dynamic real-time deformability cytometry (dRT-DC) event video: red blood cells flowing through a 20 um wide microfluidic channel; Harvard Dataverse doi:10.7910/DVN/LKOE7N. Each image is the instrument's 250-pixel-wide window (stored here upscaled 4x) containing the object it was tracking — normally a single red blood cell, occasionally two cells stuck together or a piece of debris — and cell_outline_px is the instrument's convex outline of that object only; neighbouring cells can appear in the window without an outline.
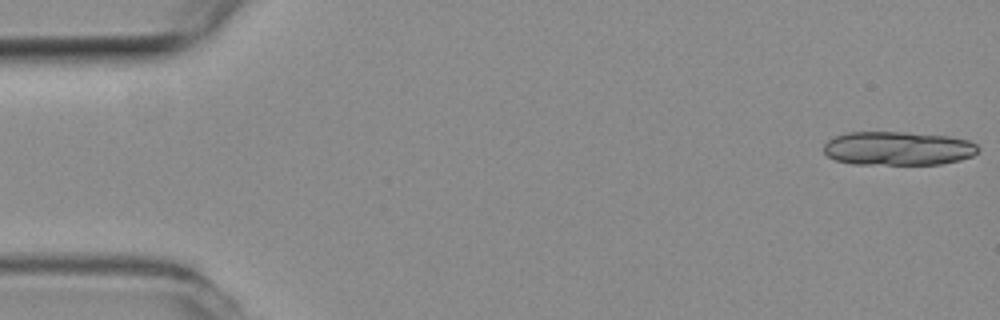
{"species": "common noctule bat (a hibernating species)", "species_latin": "Nyctalus noctula", "temperature_condition": "room temperature", "stored_images_in_passage": 15, "camera_frame_rate_fps": 3000, "um_per_image_px": 0.085, "animal": {"sex": "female", "body_mass_g": 19.3, "forearm_length_mm": 54.1}, "frame": {"image": 1, "passage_image": 1, "time_ms": 0.0, "image_size_px": [1000, 320], "cell_outline_px": [[980, 148], [972, 156], [960, 160], [940, 164], [852, 164], [836, 160], [828, 156], [824, 152], [824, 144], [828, 140], [836, 136], [848, 132], [908, 132], [948, 136], [968, 140], [976, 144]], "centroid_in_image_um": [76.33, 12.61], "position_along_channel_um": 8.7, "area_um2": 30.46}}